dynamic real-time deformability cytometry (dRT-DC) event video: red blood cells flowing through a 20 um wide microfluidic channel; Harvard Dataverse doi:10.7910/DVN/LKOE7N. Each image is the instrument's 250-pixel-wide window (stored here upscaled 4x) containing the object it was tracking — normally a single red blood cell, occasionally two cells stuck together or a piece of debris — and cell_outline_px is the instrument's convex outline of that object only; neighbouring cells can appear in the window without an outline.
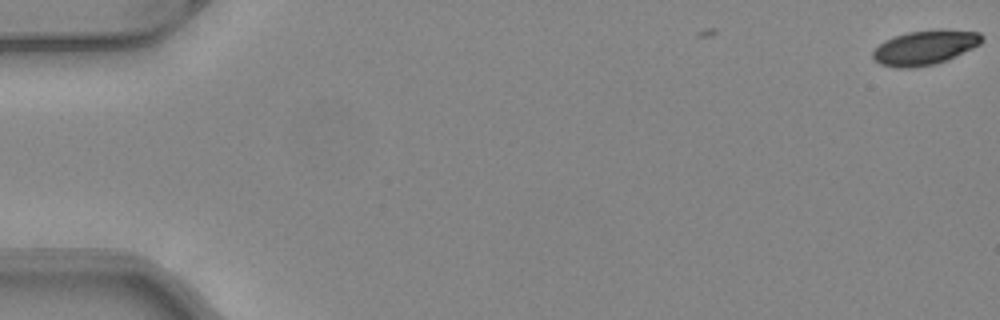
{"species": "common noctule bat (a hibernating species)", "species_latin": "Nyctalus noctula", "temperature_condition": "warm", "stored_images_in_passage": 3, "camera_frame_rate_fps": 3000, "um_per_image_px": 0.085, "animal": {"sex": "female", "body_mass_g": 24.6, "forearm_length_mm": 56.2}, "frame": {"image": 1, "passage_image": 3, "time_ms": 0.667, "image_size_px": [1000, 320], "cell_outline_px": [[984, 40], [980, 44], [972, 48], [936, 64], [916, 68], [896, 68], [880, 64], [872, 60], [872, 52], [884, 40], [908, 32], [940, 28], [980, 32], [984, 36]], "centroid_in_image_um": [78.62, 4.03], "position_along_channel_um": 6.4, "area_um2": 22.2}}